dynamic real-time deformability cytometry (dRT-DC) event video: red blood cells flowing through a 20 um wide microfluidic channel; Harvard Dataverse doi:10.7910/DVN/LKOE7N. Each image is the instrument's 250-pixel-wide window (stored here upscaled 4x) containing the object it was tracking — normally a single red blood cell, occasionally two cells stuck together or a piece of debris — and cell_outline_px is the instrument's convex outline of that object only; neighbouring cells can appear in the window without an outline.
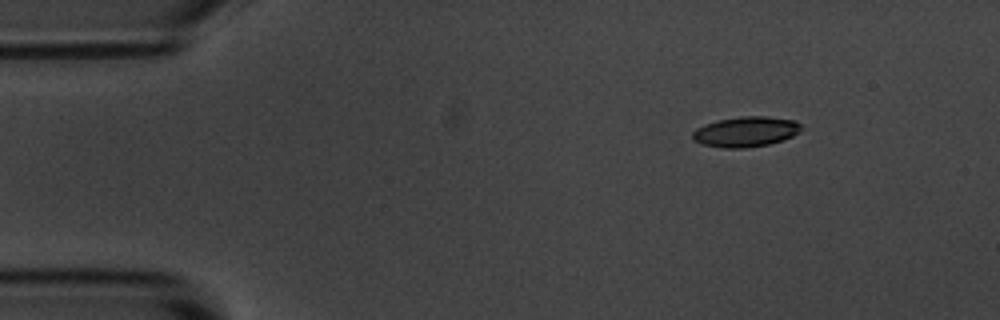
{"species": "common noctule bat (a hibernating species)", "species_latin": "Nyctalus noctula", "temperature_condition": "room temperature", "stored_images_in_passage": 8, "camera_frame_rate_fps": 3000, "um_per_image_px": 0.085, "animal": {"sex": "male", "body_mass_g": 20.1, "forearm_length_mm": 53.5}, "frame": {"image": 1, "passage_image": 1, "time_ms": 0.0, "image_size_px": [1000, 320], "cell_outline_px": [[800, 132], [784, 140], [768, 144], [744, 148], [724, 148], [704, 144], [696, 140], [692, 136], [692, 132], [696, 128], [704, 124], [716, 120], [740, 116], [764, 116], [796, 120], [800, 124]], "centroid_in_image_um": [63.4, 11.18], "position_along_channel_um": 21.6, "area_um2": 19.13}}
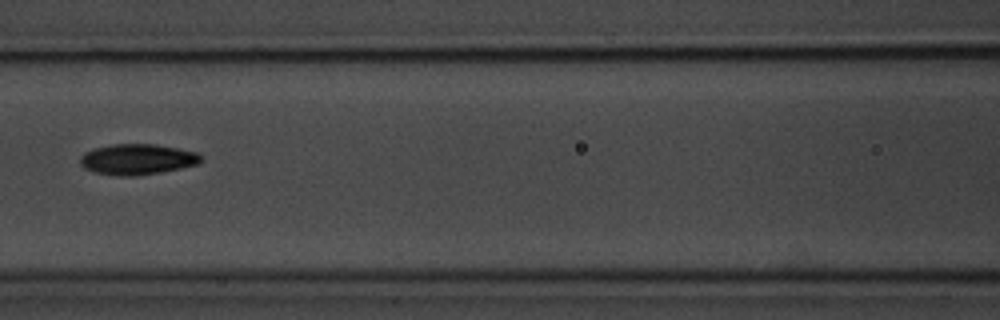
{"frame": {"image": 2, "passage_image": 5, "time_ms": 5.667, "image_size_px": [1000, 320], "cell_outline_px": [[204, 156], [196, 164], [180, 168], [160, 172], [136, 176], [120, 176], [96, 172], [84, 168], [80, 164], [80, 156], [84, 152], [92, 148], [112, 144], [156, 144], [180, 148], [200, 152]], "centroid_in_image_um": [11.68, 13.52], "position_along_channel_um": 154.9, "area_um2": 21.79}}
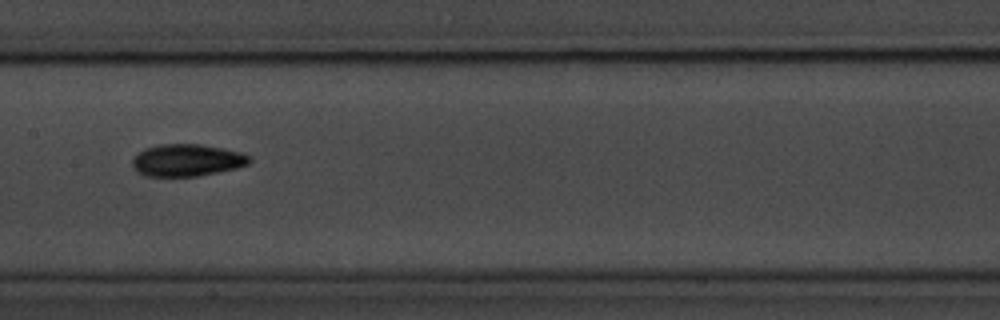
{"frame": {"image": 3, "passage_image": 6, "time_ms": 6.667, "image_size_px": [1000, 320], "cell_outline_px": [[252, 160], [248, 164], [236, 168], [196, 176], [144, 176], [136, 172], [132, 168], [132, 160], [144, 148], [160, 144], [200, 144], [224, 148], [244, 152]], "centroid_in_image_um": [15.88, 13.61], "position_along_channel_um": 191.5, "area_um2": 22.02}}